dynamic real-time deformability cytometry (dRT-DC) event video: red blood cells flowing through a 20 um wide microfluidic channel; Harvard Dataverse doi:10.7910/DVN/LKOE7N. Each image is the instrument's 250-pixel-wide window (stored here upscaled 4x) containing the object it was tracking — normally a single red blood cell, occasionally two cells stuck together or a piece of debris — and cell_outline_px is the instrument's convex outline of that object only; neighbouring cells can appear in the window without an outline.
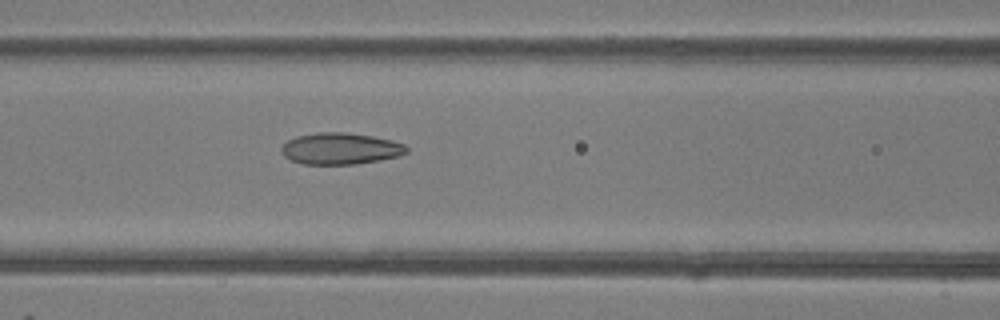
{"species": "common noctule bat (a hibernating species)", "species_latin": "Nyctalus noctula", "temperature_condition": "room temperature", "stored_images_in_passage": 34, "camera_frame_rate_fps": 3000, "um_per_image_px": 0.085, "animal": {"sex": "female"}, "frame": {"image": 1, "passage_image": 6, "time_ms": 1.667, "image_size_px": [1000, 320], "cell_outline_px": [[408, 152], [400, 156], [380, 160], [356, 164], [304, 164], [292, 160], [284, 156], [280, 152], [280, 148], [288, 140], [296, 136], [316, 132], [344, 132], [372, 136], [392, 140], [404, 144], [408, 148]], "centroid_in_image_um": [28.94, 12.63], "position_along_channel_um": 137.7, "area_um2": 23.12}}
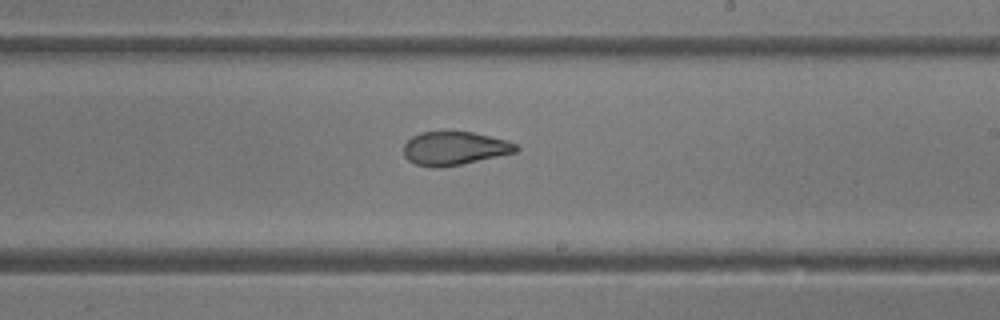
{"frame": {"image": 2, "passage_image": 14, "time_ms": 4.333, "image_size_px": [1000, 320], "cell_outline_px": [[520, 148], [516, 152], [460, 164], [440, 168], [436, 168], [416, 164], [408, 160], [404, 156], [404, 144], [412, 136], [420, 132], [472, 132], [508, 140], [516, 144]], "centroid_in_image_um": [38.62, 12.6], "position_along_channel_um": 250.4, "area_um2": 21.79}}
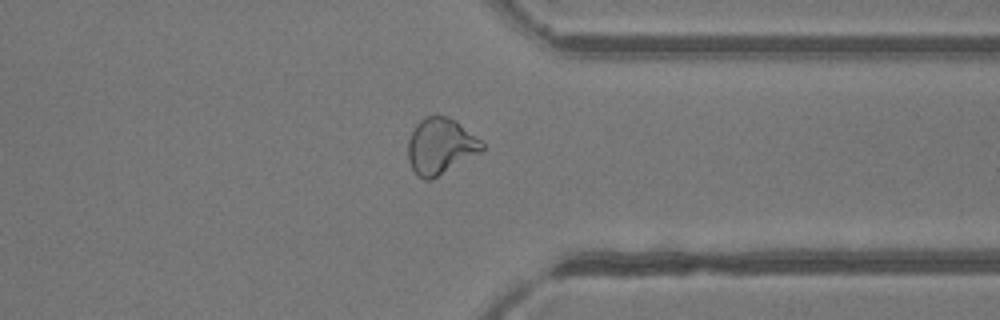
{"frame": {"image": 3, "passage_image": 23, "time_ms": 7.333, "image_size_px": [1000, 320], "cell_outline_px": [[484, 148], [480, 152], [432, 180], [424, 180], [416, 176], [408, 160], [408, 140], [416, 124], [420, 120], [428, 116], [448, 116], [456, 120], [480, 140], [484, 144]], "centroid_in_image_um": [37.42, 12.44], "position_along_channel_um": 374.0, "area_um2": 24.1}, "authors_computed_cell_mechanics": {"area_um2": 23.0911, "velocity_mm_per_s": 4.2317, "shape_relaxation_time_tau1_ms": null, "shape_relaxation_time_tau2_ms": 1.3435, "deformation_change_tau1": null, "deformation_change_tau2": 0.0822}}